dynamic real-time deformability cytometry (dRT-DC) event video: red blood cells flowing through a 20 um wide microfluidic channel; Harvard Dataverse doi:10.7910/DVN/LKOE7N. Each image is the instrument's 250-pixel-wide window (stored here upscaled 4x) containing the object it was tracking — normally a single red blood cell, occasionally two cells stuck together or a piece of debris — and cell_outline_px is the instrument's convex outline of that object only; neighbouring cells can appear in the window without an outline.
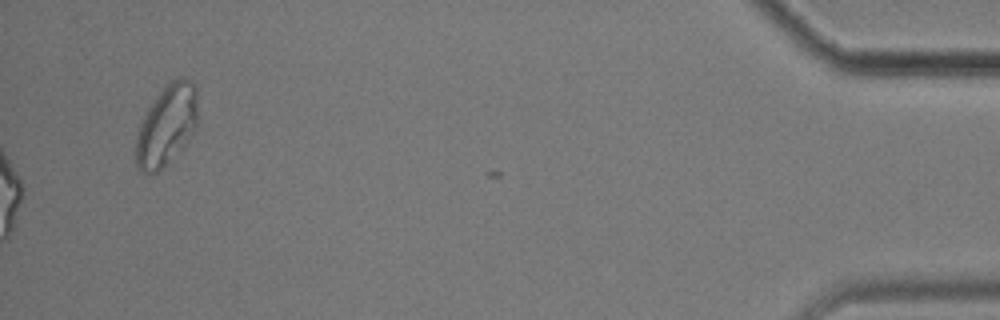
{"species": "common noctule bat (a hibernating species)", "species_latin": "Nyctalus noctula", "temperature_condition": "cold", "stored_images_in_passage": 15, "camera_frame_rate_fps": 3000, "um_per_image_px": 0.085, "animal": {"sex": "male", "body_mass_g": 17.9}, "frame": {"image": 1, "passage_image": 15, "time_ms": 19.0, "image_size_px": [1000, 320], "cell_outline_px": [[200, 120], [184, 144], [168, 164], [156, 172], [140, 172], [136, 164], [136, 136], [140, 124], [148, 108], [160, 88], [168, 80], [176, 76], [180, 76], [196, 84]], "centroid_in_image_um": [14.2, 10.57], "position_along_channel_um": 421.0, "area_um2": 29.65}}